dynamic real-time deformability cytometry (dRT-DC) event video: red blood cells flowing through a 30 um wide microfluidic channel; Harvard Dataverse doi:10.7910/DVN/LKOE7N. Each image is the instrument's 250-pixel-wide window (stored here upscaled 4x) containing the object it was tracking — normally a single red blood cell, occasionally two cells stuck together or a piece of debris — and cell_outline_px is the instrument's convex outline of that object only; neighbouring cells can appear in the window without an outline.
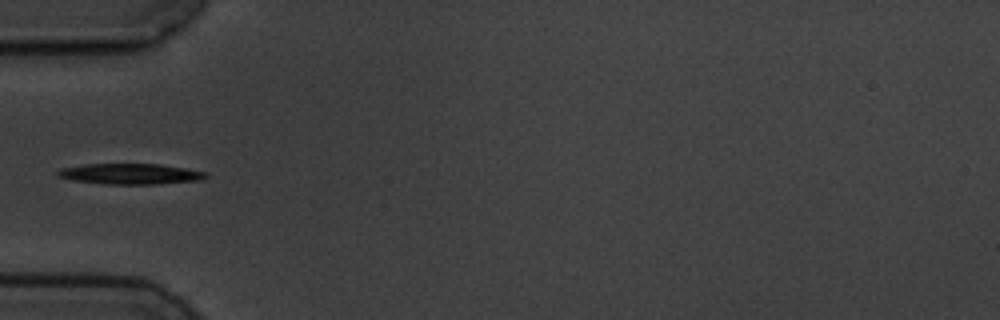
{"species": "common noctule bat (a hibernating species)", "species_latin": "Nyctalus noctula", "temperature_condition": "cold", "stored_images_in_passage": 5, "camera_frame_rate_fps": 3000, "um_per_image_px": 0.085, "animal": {"sex": "male", "body_mass_g": 19.5, "forearm_length_mm": 54.6}, "frame": {"image": 1, "passage_image": 5, "time_ms": 5.0, "image_size_px": [1000, 320], "cell_outline_px": [[208, 176], [200, 180], [156, 184], [104, 184], [72, 180], [56, 176], [56, 172], [60, 168], [84, 164], [160, 164], [208, 172]], "centroid_in_image_um": [11.05, 14.78], "position_along_channel_um": 74.0, "area_um2": 17.92}}